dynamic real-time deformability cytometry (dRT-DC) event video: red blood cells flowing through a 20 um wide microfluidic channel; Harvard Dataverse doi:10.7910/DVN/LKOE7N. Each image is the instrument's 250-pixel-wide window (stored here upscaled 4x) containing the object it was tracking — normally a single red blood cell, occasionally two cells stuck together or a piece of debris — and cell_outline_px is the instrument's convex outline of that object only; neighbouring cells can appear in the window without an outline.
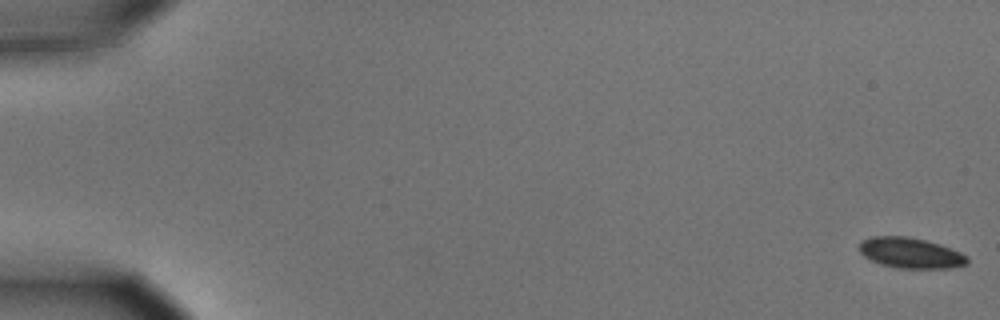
{"species": "common noctule bat (a hibernating species)", "species_latin": "Nyctalus noctula", "temperature_condition": "cold", "stored_images_in_passage": 56, "camera_frame_rate_fps": 3000, "um_per_image_px": 0.085, "animal": {"sex": "male", "body_mass_g": 15.6}, "frame": {"image": 1, "passage_image": 1, "time_ms": 0.0, "image_size_px": [1000, 320], "cell_outline_px": [[968, 264], [952, 268], [900, 268], [880, 264], [864, 256], [856, 248], [860, 240], [872, 236], [908, 236], [940, 244], [960, 252], [968, 256]], "centroid_in_image_um": [77.37, 21.49], "position_along_channel_um": 7.6, "area_um2": 19.42}}
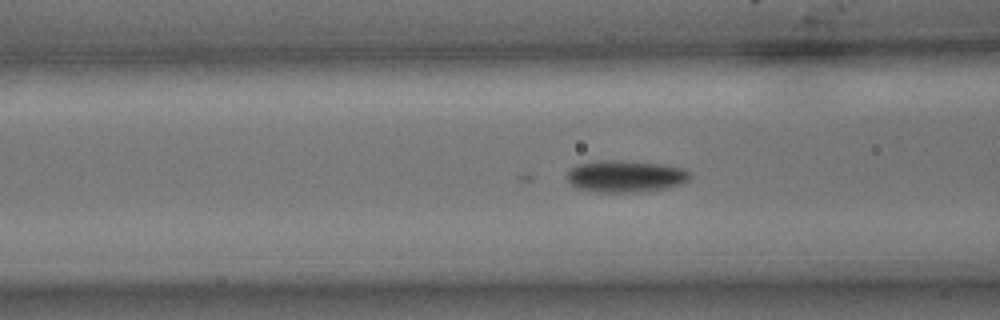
{"frame": {"image": 2, "passage_image": 23, "time_ms": 7.333, "image_size_px": [1000, 320], "cell_outline_px": [[692, 176], [688, 180], [680, 184], [668, 188], [636, 192], [596, 192], [576, 188], [568, 180], [568, 168], [576, 164], [600, 160], [620, 160], [660, 164], [684, 168], [692, 172]], "centroid_in_image_um": [53.17, 14.98], "position_along_channel_um": 113.4, "area_um2": 23.06}}
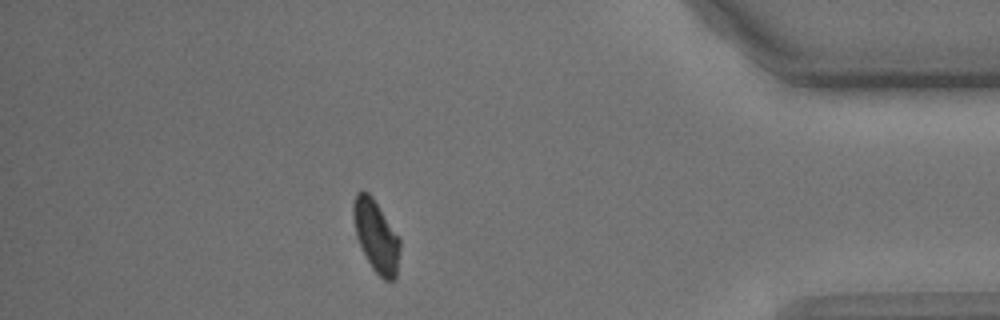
{"frame": {"image": 3, "passage_image": 50, "time_ms": 16.333, "image_size_px": [1000, 320], "cell_outline_px": [[400, 248], [396, 280], [384, 280], [372, 268], [356, 236], [352, 216], [352, 204], [356, 192], [368, 192], [372, 196], [400, 236]], "centroid_in_image_um": [31.98, 20.05], "position_along_channel_um": 403.2, "area_um2": 19.65}}